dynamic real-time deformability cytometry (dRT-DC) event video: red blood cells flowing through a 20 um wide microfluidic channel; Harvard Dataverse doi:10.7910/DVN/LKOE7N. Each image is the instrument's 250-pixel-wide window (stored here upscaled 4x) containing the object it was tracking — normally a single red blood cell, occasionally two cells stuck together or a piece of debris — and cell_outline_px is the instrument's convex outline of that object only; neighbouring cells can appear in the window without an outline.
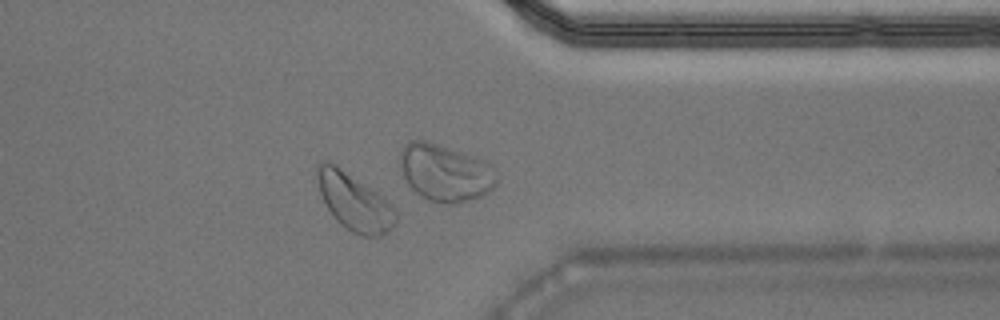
{"species": "Egyptian fruit bat (a non-hibernating species)", "species_latin": "Rousettus aegyptiacus", "temperature_condition": "warm", "stored_images_in_passage": 34, "camera_frame_rate_fps": 3000, "um_per_image_px": 0.085, "animal": {"sex": "male"}, "frame": {"image": 1, "passage_image": 25, "time_ms": 8.0, "image_size_px": [1000, 320], "cell_outline_px": [[396, 224], [380, 236], [360, 236], [352, 232], [340, 224], [336, 220], [328, 208], [320, 192], [316, 176], [316, 164], [320, 160], [328, 160], [336, 164], [384, 196], [396, 208]], "centroid_in_image_um": [30.11, 17.12], "position_along_channel_um": 381.3, "area_um2": 26.41}}